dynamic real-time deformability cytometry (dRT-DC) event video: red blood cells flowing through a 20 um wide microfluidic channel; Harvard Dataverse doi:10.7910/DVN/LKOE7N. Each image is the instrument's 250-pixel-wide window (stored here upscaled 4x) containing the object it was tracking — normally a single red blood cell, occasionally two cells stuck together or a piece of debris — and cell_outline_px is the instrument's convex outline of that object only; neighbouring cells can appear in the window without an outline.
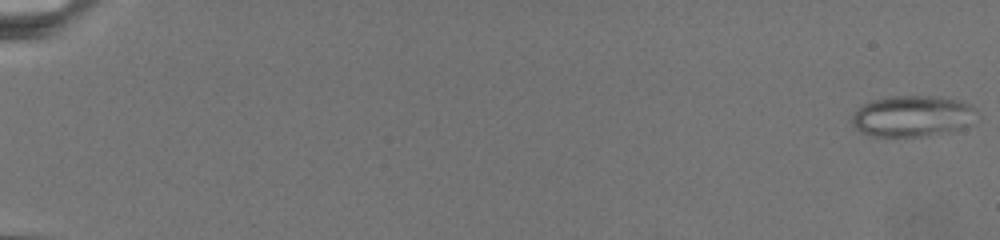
{"species": "common noctule bat (a hibernating species)", "species_latin": "Nyctalus noctula", "temperature_condition": "warm", "stored_images_in_passage": 42, "camera_frame_rate_fps": 3000, "um_per_image_px": 0.085, "animal": {"sex": "female", "body_mass_g": 19.5, "forearm_length_mm": 54.1}, "frame": {"image": 1, "passage_image": 1, "time_ms": 0.0, "image_size_px": [1000, 240], "cell_outline_px": [[976, 112], [972, 124], [960, 128], [924, 136], [872, 136], [860, 132], [852, 124], [852, 116], [856, 108], [872, 100], [892, 96], [936, 96], [956, 100], [972, 104], [976, 108]], "centroid_in_image_um": [77.54, 9.86], "position_along_channel_um": 7.5, "area_um2": 29.82}}
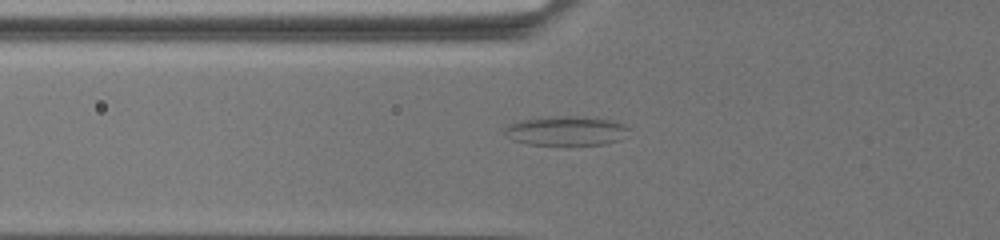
{"frame": {"image": 2, "passage_image": 29, "time_ms": 9.667, "image_size_px": [1000, 240], "cell_outline_px": [[632, 128], [620, 140], [604, 144], [528, 144], [512, 140], [504, 136], [504, 128], [508, 124], [520, 120], [552, 116], [580, 116], [616, 120]], "centroid_in_image_um": [48.13, 11.1], "position_along_channel_um": 77.7, "area_um2": 21.5}}
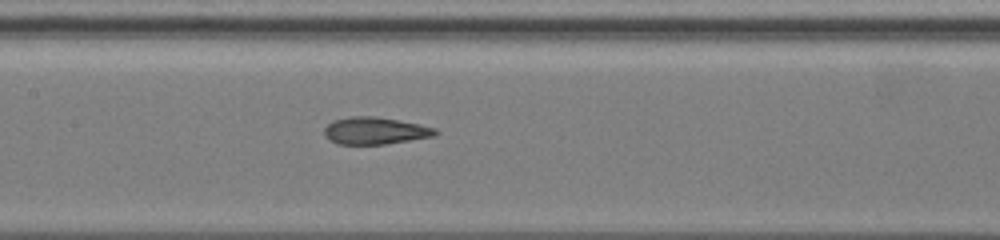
{"frame": {"image": 3, "passage_image": 41, "time_ms": 13.0, "image_size_px": [1000, 240], "cell_outline_px": [[440, 132], [436, 136], [384, 144], [336, 144], [328, 140], [324, 136], [324, 128], [332, 120], [348, 116], [376, 116], [420, 124], [436, 128]], "centroid_in_image_um": [31.87, 11.11], "position_along_channel_um": 175.5, "area_um2": 17.86}}